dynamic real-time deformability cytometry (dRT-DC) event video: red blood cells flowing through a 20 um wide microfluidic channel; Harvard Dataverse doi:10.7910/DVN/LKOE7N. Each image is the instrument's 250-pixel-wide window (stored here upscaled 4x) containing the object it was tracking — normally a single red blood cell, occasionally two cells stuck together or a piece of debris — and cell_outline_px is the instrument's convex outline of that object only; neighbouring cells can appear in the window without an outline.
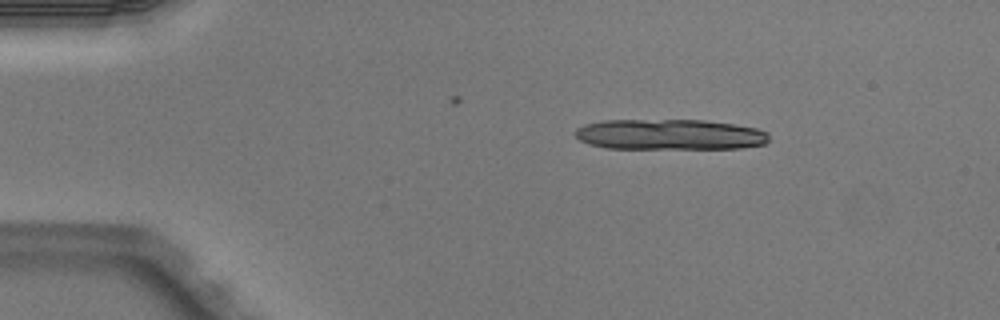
{"species": "Egyptian fruit bat (a non-hibernating species)", "species_latin": "Rousettus aegyptiacus", "temperature_condition": "warm", "stored_images_in_passage": 2, "camera_frame_rate_fps": 3000, "um_per_image_px": 0.085, "animal": {"sex": "male"}, "frame": {"image": 1, "passage_image": 2, "time_ms": 0.333, "image_size_px": [1000, 320], "cell_outline_px": [[768, 140], [764, 144], [740, 148], [604, 148], [588, 144], [580, 140], [572, 132], [576, 128], [584, 124], [604, 120], [704, 120], [732, 124], [756, 128], [768, 132]], "centroid_in_image_um": [56.87, 11.43], "position_along_channel_um": 28.1, "area_um2": 34.62}}